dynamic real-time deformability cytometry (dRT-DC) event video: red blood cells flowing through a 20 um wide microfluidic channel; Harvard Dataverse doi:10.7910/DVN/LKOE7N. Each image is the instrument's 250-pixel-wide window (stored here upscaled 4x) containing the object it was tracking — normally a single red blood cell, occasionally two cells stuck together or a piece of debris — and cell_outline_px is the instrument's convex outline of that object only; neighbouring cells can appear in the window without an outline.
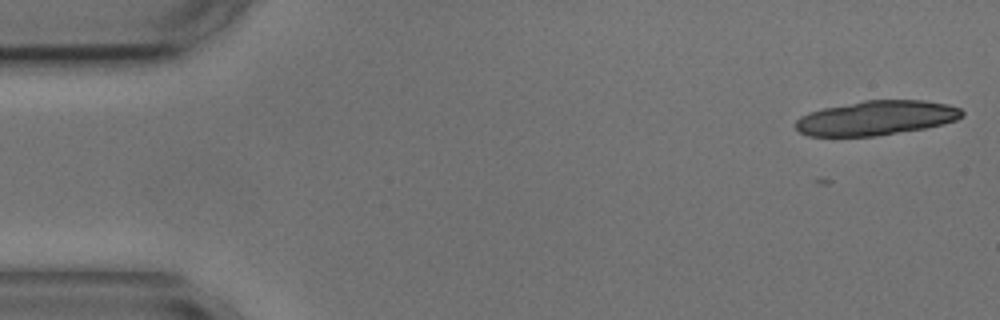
{"species": "common noctule bat (a hibernating species)", "species_latin": "Nyctalus noctula", "temperature_condition": "cold", "stored_images_in_passage": 7, "camera_frame_rate_fps": 3000, "um_per_image_px": 0.085, "animal": {"sex": "male", "body_mass_g": 17.9, "forearm_length_mm": 54.2}, "frame": {"image": 1, "passage_image": 1, "time_ms": 0.0, "image_size_px": [1000, 320], "cell_outline_px": [[964, 116], [956, 120], [944, 124], [924, 128], [876, 136], [808, 136], [800, 132], [796, 128], [796, 120], [800, 116], [808, 112], [824, 108], [864, 100], [924, 100], [948, 104], [960, 108], [964, 112]], "centroid_in_image_um": [74.5, 10.02], "position_along_channel_um": 10.5, "area_um2": 33.52}}